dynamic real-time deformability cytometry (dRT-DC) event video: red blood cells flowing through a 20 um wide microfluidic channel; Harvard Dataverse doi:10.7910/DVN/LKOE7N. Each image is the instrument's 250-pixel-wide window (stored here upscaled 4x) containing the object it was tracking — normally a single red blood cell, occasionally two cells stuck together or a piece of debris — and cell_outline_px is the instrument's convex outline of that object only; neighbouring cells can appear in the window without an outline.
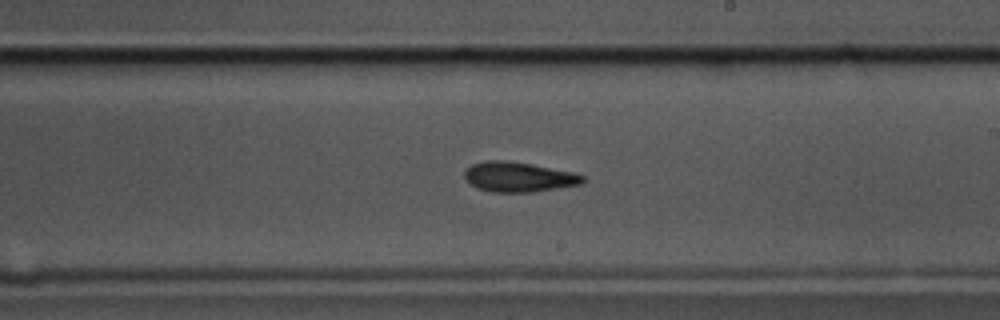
{"species": "common noctule bat (a hibernating species)", "species_latin": "Nyctalus noctula", "temperature_condition": "cold", "stored_images_in_passage": 57, "camera_frame_rate_fps": 3000, "um_per_image_px": 0.085, "animal": {"sex": "male", "body_mass_g": 17.5, "forearm_length_mm": 52.3}, "frame": {"image": 1, "passage_image": 33, "time_ms": 10.667, "image_size_px": [1000, 320], "cell_outline_px": [[584, 184], [536, 192], [492, 192], [476, 188], [464, 180], [464, 172], [472, 164], [484, 160], [504, 160], [532, 164], [572, 172], [584, 176]], "centroid_in_image_um": [44.07, 15.05], "position_along_channel_um": 244.9, "area_um2": 20.87}}
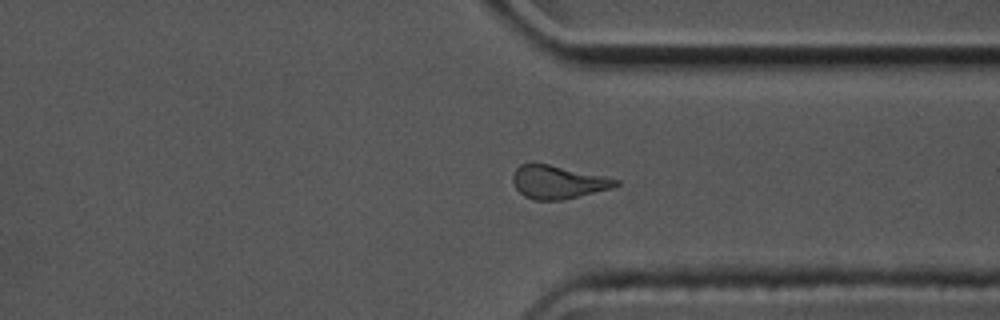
{"frame": {"image": 2, "passage_image": 43, "time_ms": 14.0, "image_size_px": [1000, 320], "cell_outline_px": [[620, 184], [612, 188], [560, 200], [532, 200], [524, 196], [516, 188], [512, 180], [512, 176], [516, 168], [520, 164], [548, 164], [604, 176], [620, 180]], "centroid_in_image_um": [47.41, 15.48], "position_along_channel_um": 364.0, "area_um2": 19.65}}
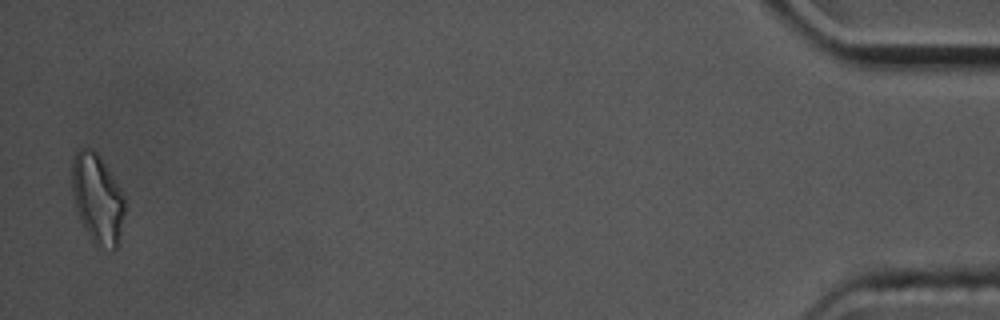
{"frame": {"image": 3, "passage_image": 56, "time_ms": 18.333, "image_size_px": [1000, 320], "cell_outline_px": [[124, 212], [120, 244], [112, 252], [96, 248], [88, 236], [80, 220], [72, 196], [72, 160], [76, 152], [80, 148], [92, 148], [100, 156], [124, 196]], "centroid_in_image_um": [8.28, 16.98], "position_along_channel_um": 426.9, "area_um2": 28.03}, "authors_computed_cell_mechanics": {"area_um2": 20.808, "velocity_mm_per_s": 3.5709, "shape_relaxation_time_tau1_ms": 4.9572, "shape_relaxation_time_tau2_ms": 7.1042, "deformation_change_tau1": 0.1331, "deformation_change_tau2": 0.168}}